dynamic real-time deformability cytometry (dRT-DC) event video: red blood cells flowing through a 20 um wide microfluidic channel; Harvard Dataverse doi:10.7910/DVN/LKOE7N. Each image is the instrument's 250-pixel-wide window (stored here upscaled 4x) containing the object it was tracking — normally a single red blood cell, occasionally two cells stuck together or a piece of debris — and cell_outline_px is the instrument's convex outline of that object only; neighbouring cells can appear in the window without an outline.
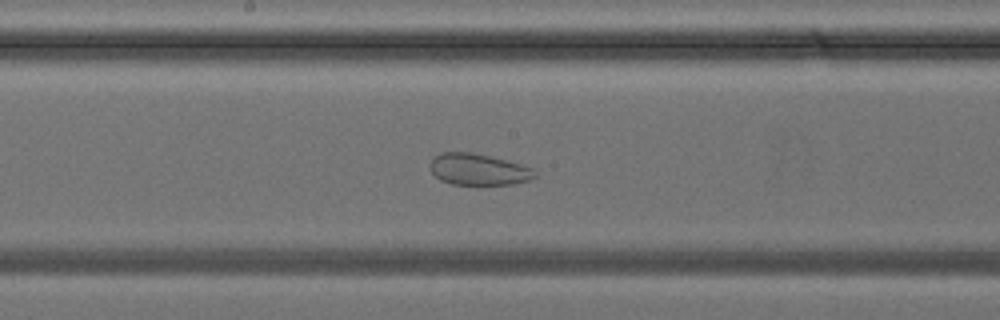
{"species": "common noctule bat (a hibernating species)", "species_latin": "Nyctalus noctula", "temperature_condition": "cold", "stored_images_in_passage": 34, "camera_frame_rate_fps": 3000, "um_per_image_px": 0.085, "animal": {"sex": "female", "body_mass_g": 24.6, "forearm_length_mm": 56.2}, "frame": {"image": 1, "passage_image": 15, "time_ms": 4.667, "image_size_px": [1000, 320], "cell_outline_px": [[536, 176], [528, 180], [512, 184], [452, 184], [440, 180], [432, 172], [428, 164], [432, 156], [440, 152], [472, 152], [520, 164], [532, 168], [536, 172]], "centroid_in_image_um": [40.6, 14.39], "position_along_channel_um": 207.6, "area_um2": 19.13}}
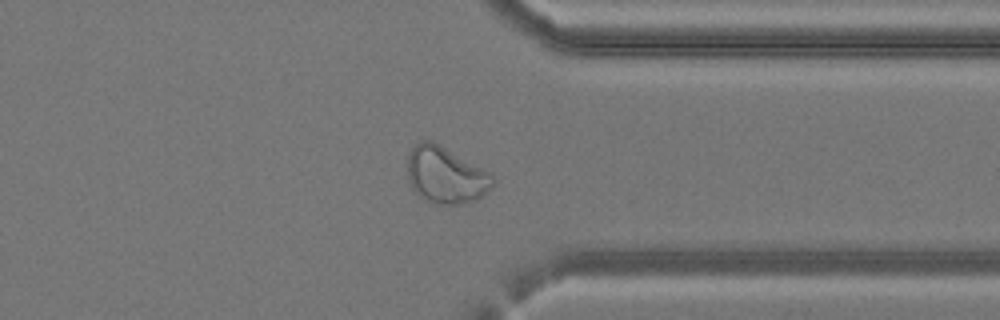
{"frame": {"image": 2, "passage_image": 25, "time_ms": 8.0, "image_size_px": [1000, 320], "cell_outline_px": [[492, 184], [476, 200], [456, 204], [436, 204], [424, 200], [412, 188], [408, 180], [408, 152], [420, 140], [432, 140], [492, 172]], "centroid_in_image_um": [37.85, 14.86], "position_along_channel_um": 373.6, "area_um2": 28.09}}